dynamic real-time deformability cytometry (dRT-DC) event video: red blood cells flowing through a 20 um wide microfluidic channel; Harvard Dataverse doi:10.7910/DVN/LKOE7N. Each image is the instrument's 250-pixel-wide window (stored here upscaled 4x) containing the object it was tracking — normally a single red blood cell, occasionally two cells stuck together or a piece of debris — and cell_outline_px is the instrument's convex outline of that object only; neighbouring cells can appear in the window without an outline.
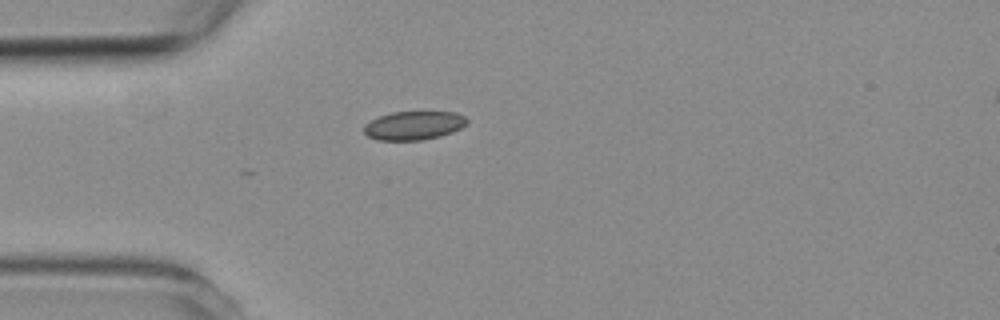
{"species": "common noctule bat (a hibernating species)", "species_latin": "Nyctalus noctula", "temperature_condition": "room temperature", "stored_images_in_passage": 2, "camera_frame_rate_fps": 3000, "um_per_image_px": 0.085, "animal": {"sex": "female", "body_mass_g": 19.3, "forearm_length_mm": 54.1}, "frame": {"image": 1, "passage_image": 1, "time_ms": 0.0, "image_size_px": [1000, 320], "cell_outline_px": [[468, 124], [452, 132], [440, 136], [424, 140], [376, 140], [368, 136], [364, 132], [364, 124], [380, 116], [392, 112], [456, 112], [464, 116], [468, 120]], "centroid_in_image_um": [35.19, 10.67], "position_along_channel_um": 49.8, "area_um2": 17.22}}